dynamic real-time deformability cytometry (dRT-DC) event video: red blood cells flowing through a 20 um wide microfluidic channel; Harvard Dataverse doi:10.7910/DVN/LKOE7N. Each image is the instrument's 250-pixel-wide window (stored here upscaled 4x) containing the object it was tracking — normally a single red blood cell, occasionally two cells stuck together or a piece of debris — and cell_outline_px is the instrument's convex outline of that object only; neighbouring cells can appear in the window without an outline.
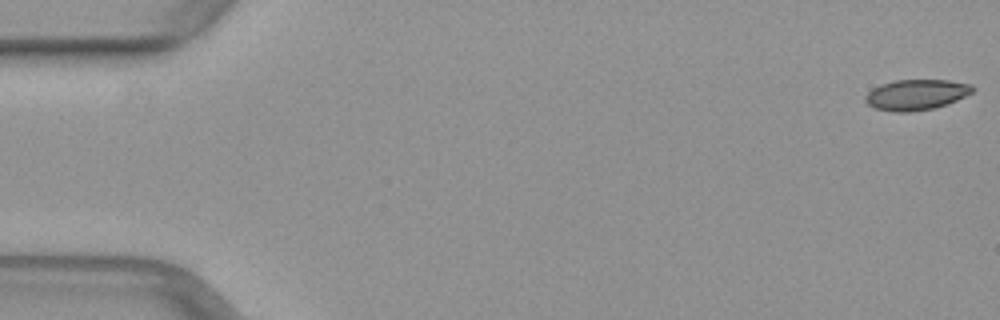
{"species": "common noctule bat (a hibernating species)", "species_latin": "Nyctalus noctula", "temperature_condition": "warm", "stored_images_in_passage": 47, "camera_frame_rate_fps": 3000, "um_per_image_px": 0.085, "animal": {"sex": "female", "body_mass_g": 29.2, "forearm_length_mm": 56.3}, "frame": {"image": 1, "passage_image": 1, "time_ms": 0.0, "image_size_px": [1000, 320], "cell_outline_px": [[976, 88], [972, 92], [948, 104], [932, 108], [912, 112], [892, 112], [872, 108], [864, 100], [864, 96], [872, 88], [880, 84], [896, 80], [948, 80], [972, 84]], "centroid_in_image_um": [77.85, 8.05], "position_along_channel_um": 7.2, "area_um2": 19.31}}
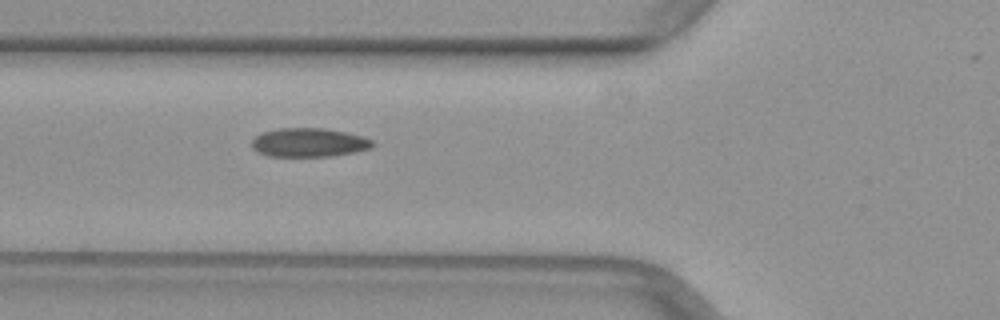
{"frame": {"image": 2, "passage_image": 19, "time_ms": 6.0, "image_size_px": [1000, 320], "cell_outline_px": [[376, 144], [372, 148], [356, 152], [332, 156], [268, 156], [256, 152], [252, 148], [252, 140], [256, 136], [264, 132], [280, 128], [324, 128], [348, 132], [364, 136], [372, 140]], "centroid_in_image_um": [26.31, 12.11], "position_along_channel_um": 99.5, "area_um2": 20.52}}
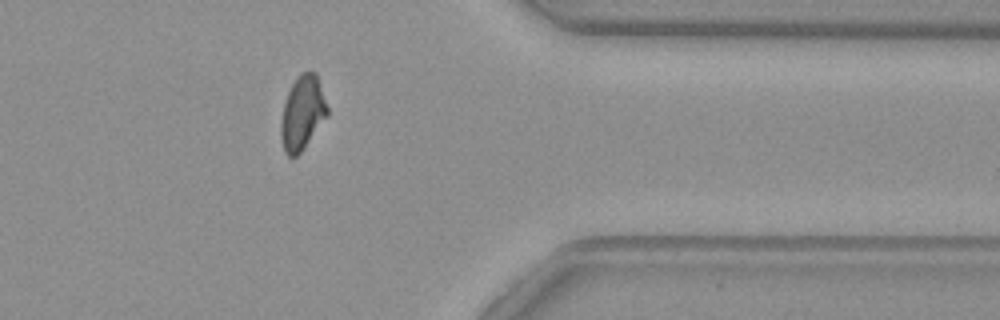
{"frame": {"image": 3, "passage_image": 41, "time_ms": 13.333, "image_size_px": [1000, 320], "cell_outline_px": [[328, 116], [300, 152], [296, 156], [288, 156], [284, 152], [280, 140], [280, 124], [284, 104], [288, 92], [296, 76], [300, 72], [316, 72], [328, 108]], "centroid_in_image_um": [25.69, 9.6], "position_along_channel_um": 385.7, "area_um2": 20.0}}